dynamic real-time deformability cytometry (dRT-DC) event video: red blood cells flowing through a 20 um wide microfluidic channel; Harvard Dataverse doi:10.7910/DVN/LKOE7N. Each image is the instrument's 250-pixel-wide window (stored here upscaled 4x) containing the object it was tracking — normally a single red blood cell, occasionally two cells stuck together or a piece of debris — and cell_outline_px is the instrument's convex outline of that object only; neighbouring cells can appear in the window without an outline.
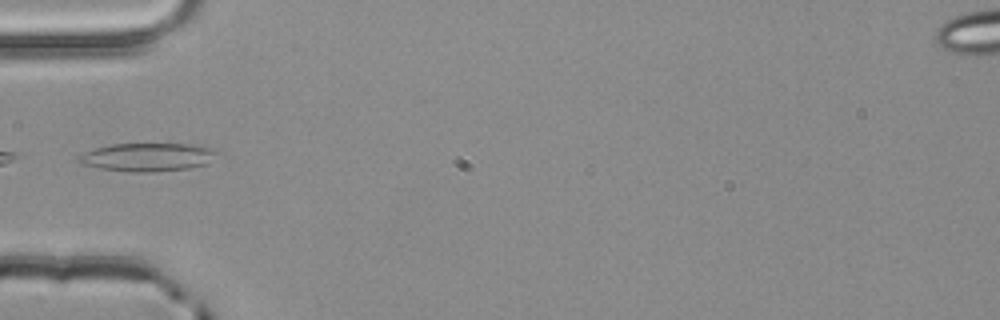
{"species": "common noctule bat (a hibernating species)", "species_latin": "Nyctalus noctula", "temperature_condition": "room temperature", "stored_images_in_passage": 2, "camera_frame_rate_fps": 3000, "um_per_image_px": 0.085, "animal": {"sex": "male", "body_mass_g": 20.4}, "frame": {"image": 1, "passage_image": 2, "time_ms": 0.333, "image_size_px": [1000, 320], "cell_outline_px": [[220, 152], [204, 164], [188, 168], [152, 172], [132, 172], [100, 168], [80, 164], [76, 160], [76, 156], [84, 152], [96, 148], [112, 144], [200, 144], [212, 148]], "centroid_in_image_um": [12.51, 13.34], "position_along_channel_um": 72.5, "area_um2": 22.83}}